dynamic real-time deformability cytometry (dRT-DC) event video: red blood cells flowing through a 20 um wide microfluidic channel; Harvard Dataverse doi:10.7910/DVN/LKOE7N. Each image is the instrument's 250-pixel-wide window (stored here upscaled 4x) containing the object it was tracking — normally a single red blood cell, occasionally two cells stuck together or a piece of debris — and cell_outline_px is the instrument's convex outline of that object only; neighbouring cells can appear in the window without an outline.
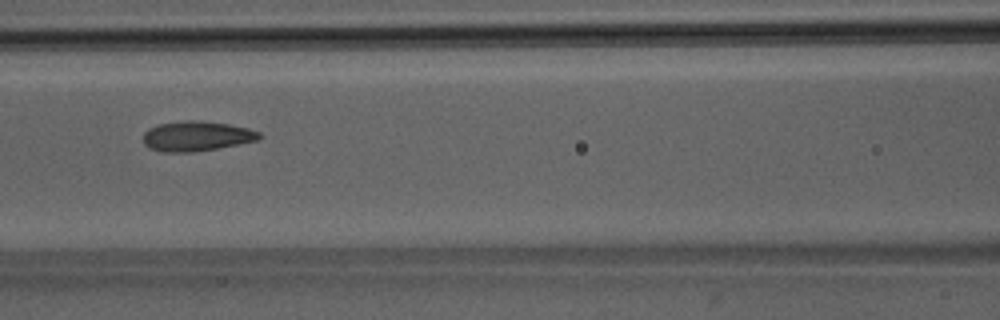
{"species": "Egyptian fruit bat (a non-hibernating species)", "species_latin": "Rousettus aegyptiacus", "temperature_condition": "room temperature", "stored_images_in_passage": 51, "camera_frame_rate_fps": 3000, "um_per_image_px": 0.085, "animal": {"sex": "male"}, "frame": {"image": 1, "passage_image": 23, "time_ms": 7.333, "image_size_px": [1000, 320], "cell_outline_px": [[264, 136], [260, 140], [216, 148], [192, 152], [160, 152], [148, 148], [144, 144], [144, 132], [148, 128], [160, 124], [184, 120], [200, 120], [228, 124], [248, 128], [260, 132]], "centroid_in_image_um": [16.72, 11.57], "position_along_channel_um": 149.9, "area_um2": 20.4}}
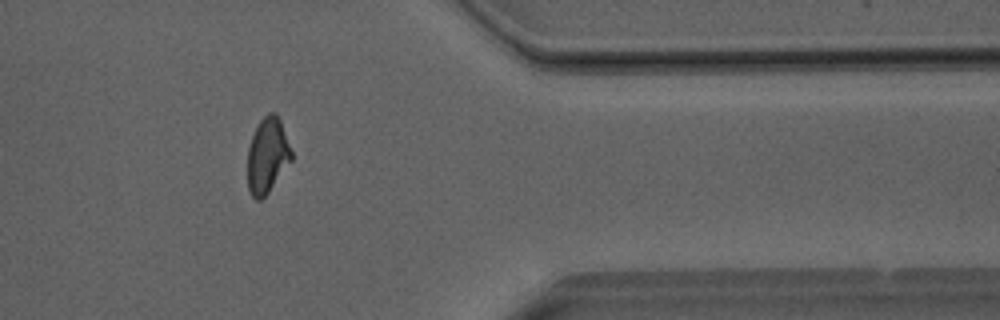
{"frame": {"image": 2, "passage_image": 42, "time_ms": 13.667, "image_size_px": [1000, 320], "cell_outline_px": [[292, 160], [268, 192], [260, 200], [256, 200], [252, 196], [248, 188], [248, 148], [252, 136], [260, 120], [268, 112], [276, 112], [280, 120], [292, 152]], "centroid_in_image_um": [22.73, 13.21], "position_along_channel_um": 388.7, "area_um2": 19.07}}
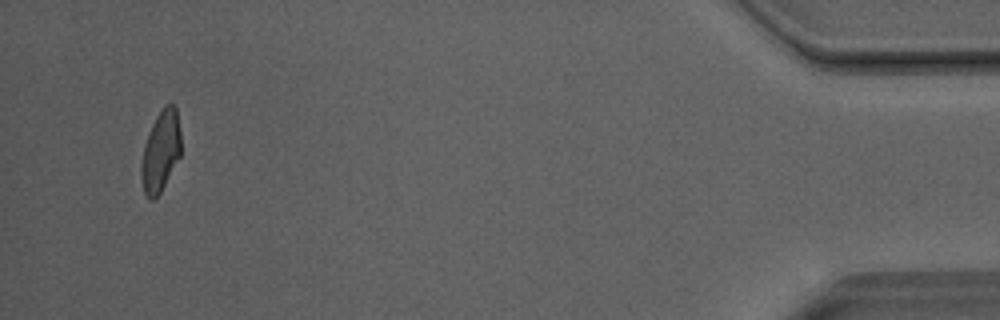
{"frame": {"image": 3, "passage_image": 49, "time_ms": 16.0, "image_size_px": [1000, 320], "cell_outline_px": [[180, 156], [160, 192], [152, 200], [144, 192], [140, 176], [140, 164], [144, 144], [152, 124], [156, 116], [168, 104], [172, 104], [176, 108], [180, 132]], "centroid_in_image_um": [13.63, 12.86], "position_along_channel_um": 421.6, "area_um2": 18.38}, "authors_computed_cell_mechanics": {"area_um2": 19.8254, "velocity_mm_per_s": 4.0479, "shape_relaxation_time_tau1_ms": 6.4841, "shape_relaxation_time_tau2_ms": 1.2895, "deformation_change_tau1": 0.1807, "deformation_change_tau2": 0.0782}}